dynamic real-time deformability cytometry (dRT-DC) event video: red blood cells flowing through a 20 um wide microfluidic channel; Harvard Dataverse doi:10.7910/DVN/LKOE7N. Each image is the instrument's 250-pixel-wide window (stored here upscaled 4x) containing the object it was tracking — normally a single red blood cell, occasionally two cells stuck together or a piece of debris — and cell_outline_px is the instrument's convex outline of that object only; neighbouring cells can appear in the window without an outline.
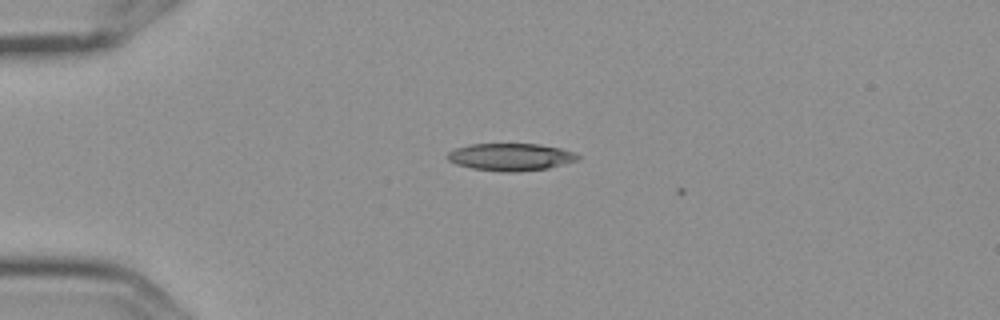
{"species": "Egyptian fruit bat (a non-hibernating species)", "species_latin": "Rousettus aegyptiacus", "temperature_condition": "cold", "stored_images_in_passage": 2, "camera_frame_rate_fps": 3000, "um_per_image_px": 0.085, "frame": {"image": 1, "passage_image": 1, "time_ms": 0.0, "image_size_px": [1000, 320], "cell_outline_px": [[580, 160], [548, 168], [516, 172], [500, 172], [472, 168], [456, 164], [448, 160], [444, 156], [448, 152], [456, 148], [468, 144], [540, 144], [560, 148], [572, 152], [580, 156]], "centroid_in_image_um": [43.38, 13.34], "position_along_channel_um": 41.6, "area_um2": 20.92}}